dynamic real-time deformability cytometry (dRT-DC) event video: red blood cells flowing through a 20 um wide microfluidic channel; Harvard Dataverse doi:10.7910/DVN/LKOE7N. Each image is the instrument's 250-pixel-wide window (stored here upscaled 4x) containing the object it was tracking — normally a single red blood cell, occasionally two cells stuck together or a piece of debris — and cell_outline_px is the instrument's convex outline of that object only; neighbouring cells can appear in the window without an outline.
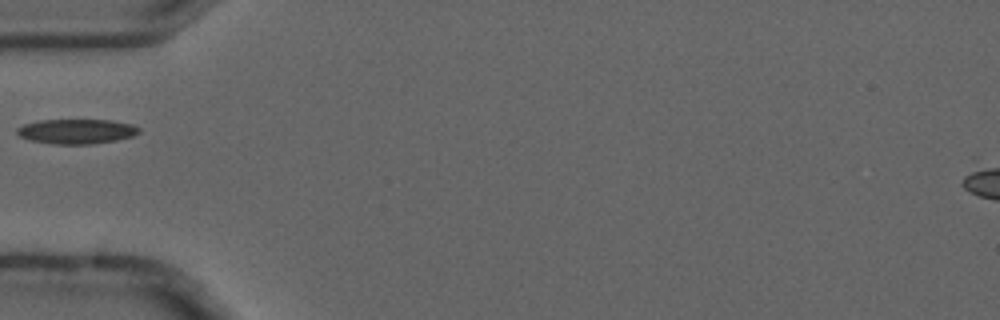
{"species": "common noctule bat (a hibernating species)", "species_latin": "Nyctalus noctula", "temperature_condition": "cold", "stored_images_in_passage": 3, "camera_frame_rate_fps": 3000, "um_per_image_px": 0.085, "animal": {"sex": "male", "forearm_length_mm": 52.5}, "frame": {"image": 1, "passage_image": 2, "time_ms": 0.333, "image_size_px": [1000, 320], "cell_outline_px": [[140, 132], [132, 136], [116, 140], [92, 144], [52, 144], [32, 140], [20, 136], [16, 132], [16, 128], [24, 124], [40, 120], [112, 120], [132, 124], [140, 128]], "centroid_in_image_um": [6.52, 11.16], "position_along_channel_um": 78.5, "area_um2": 17.57}}
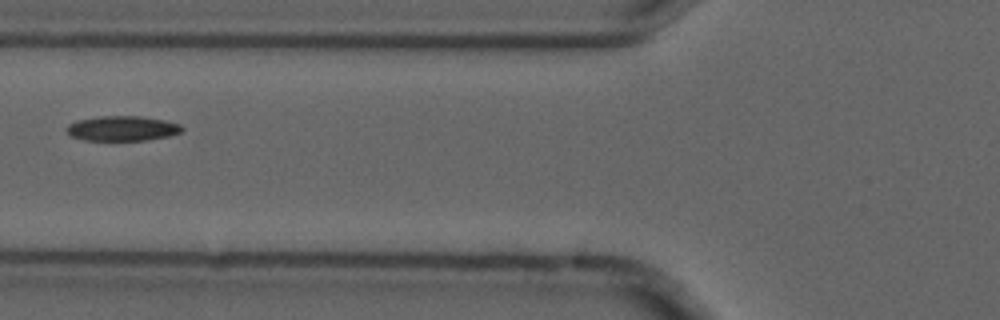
{"frame": {"image": 2, "passage_image": 3, "time_ms": 0.667, "image_size_px": [1000, 320], "cell_outline_px": [[184, 128], [180, 132], [168, 136], [148, 140], [84, 140], [72, 136], [64, 128], [68, 124], [76, 120], [100, 116], [140, 116], [164, 120], [180, 124]], "centroid_in_image_um": [10.38, 10.91], "position_along_channel_um": 115.4, "area_um2": 16.76}}